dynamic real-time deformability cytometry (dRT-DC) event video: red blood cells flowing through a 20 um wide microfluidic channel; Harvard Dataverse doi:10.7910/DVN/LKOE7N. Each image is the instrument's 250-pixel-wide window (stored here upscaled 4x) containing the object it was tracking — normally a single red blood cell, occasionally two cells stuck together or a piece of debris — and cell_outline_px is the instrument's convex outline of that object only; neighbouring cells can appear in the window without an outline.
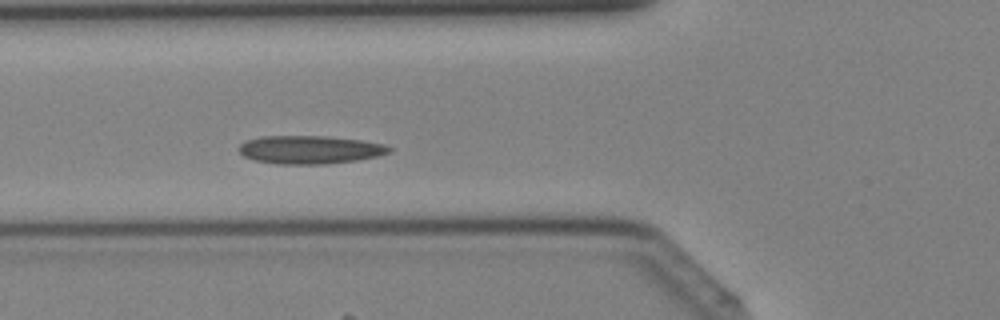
{"species": "Egyptian fruit bat (a non-hibernating species)", "species_latin": "Rousettus aegyptiacus", "temperature_condition": "cold", "stored_images_in_passage": 39, "camera_frame_rate_fps": 3000, "um_per_image_px": 0.085, "animal": {"sex": "female"}, "frame": {"image": 1, "passage_image": 13, "time_ms": 4.0, "image_size_px": [1000, 320], "cell_outline_px": [[392, 152], [380, 156], [356, 160], [324, 164], [276, 164], [256, 160], [244, 156], [236, 148], [244, 140], [260, 136], [328, 136], [360, 140], [384, 144], [392, 148]], "centroid_in_image_um": [26.33, 12.72], "position_along_channel_um": 99.5, "area_um2": 24.91}}
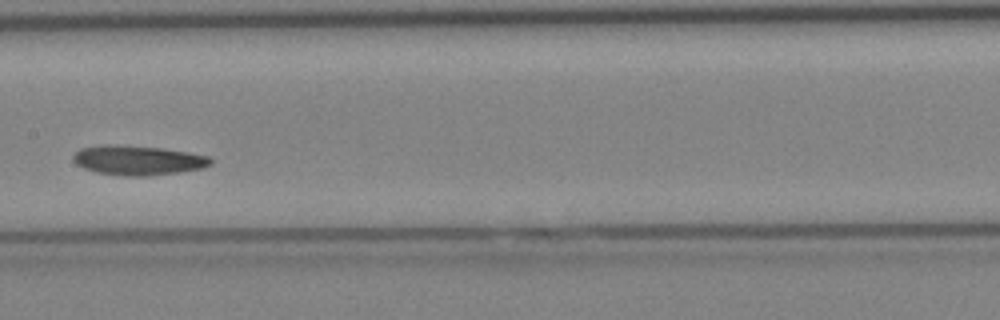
{"frame": {"image": 2, "passage_image": 19, "time_ms": 6.0, "image_size_px": [1000, 320], "cell_outline_px": [[212, 164], [204, 168], [180, 172], [148, 176], [128, 176], [96, 172], [84, 168], [76, 164], [72, 160], [72, 156], [80, 148], [108, 144], [116, 144], [164, 148], [188, 152], [208, 156], [212, 160]], "centroid_in_image_um": [11.73, 13.62], "position_along_channel_um": 195.7, "area_um2": 23.87}}
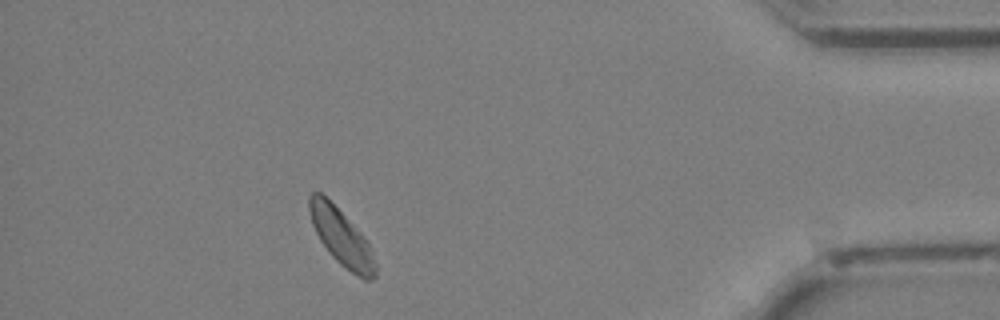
{"frame": {"image": 3, "passage_image": 35, "time_ms": 11.333, "image_size_px": [1000, 320], "cell_outline_px": [[376, 276], [372, 280], [364, 280], [340, 264], [328, 252], [320, 240], [312, 224], [308, 208], [308, 196], [312, 192], [320, 192], [360, 232], [372, 248], [376, 264]], "centroid_in_image_um": [29.02, 20.2], "position_along_channel_um": 406.2, "area_um2": 21.44}}